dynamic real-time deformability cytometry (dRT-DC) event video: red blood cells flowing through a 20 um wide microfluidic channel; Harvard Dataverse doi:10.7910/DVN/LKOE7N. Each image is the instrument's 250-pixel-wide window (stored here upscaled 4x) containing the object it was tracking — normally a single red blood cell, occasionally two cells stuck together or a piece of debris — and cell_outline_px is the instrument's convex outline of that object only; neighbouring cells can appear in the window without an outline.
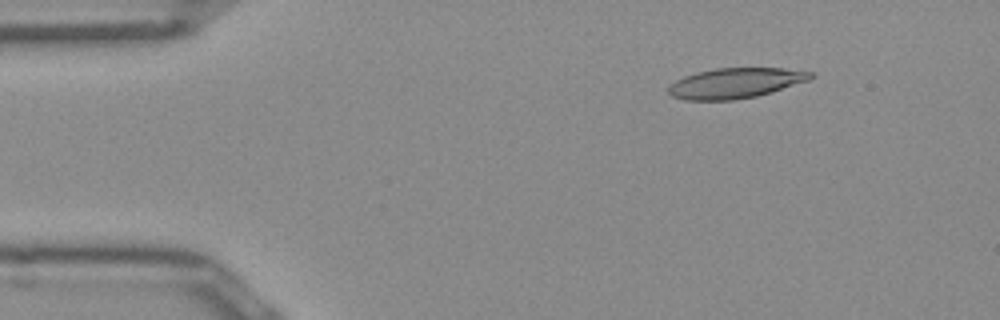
{"species": "Egyptian fruit bat (a non-hibernating species)", "species_latin": "Rousettus aegyptiacus", "temperature_condition": "room temperature", "stored_images_in_passage": 45, "camera_frame_rate_fps": 3000, "um_per_image_px": 0.085, "frame": {"image": 1, "passage_image": 1, "time_ms": 0.0, "image_size_px": [1000, 320], "cell_outline_px": [[816, 76], [808, 80], [772, 92], [756, 96], [732, 100], [684, 100], [672, 96], [668, 92], [668, 88], [676, 80], [684, 76], [696, 72], [716, 68], [784, 68], [816, 72]], "centroid_in_image_um": [62.54, 7.06], "position_along_channel_um": 22.5, "area_um2": 25.14}}
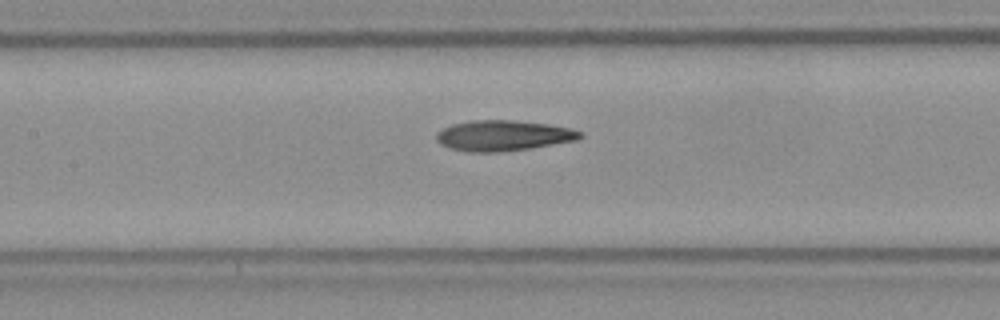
{"frame": {"image": 2, "passage_image": 17, "time_ms": 5.333, "image_size_px": [1000, 320], "cell_outline_px": [[584, 136], [576, 140], [532, 148], [500, 152], [468, 152], [448, 148], [440, 144], [436, 140], [436, 132], [452, 124], [468, 120], [512, 120], [548, 124], [572, 128], [584, 132]], "centroid_in_image_um": [42.77, 11.52], "position_along_channel_um": 164.6, "area_um2": 25.89}}
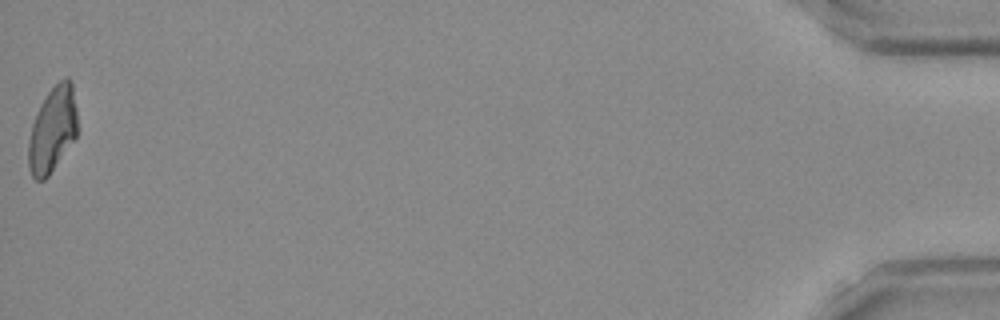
{"frame": {"image": 3, "passage_image": 45, "time_ms": 14.667, "image_size_px": [1000, 320], "cell_outline_px": [[76, 136], [48, 176], [44, 180], [36, 180], [32, 176], [28, 164], [28, 140], [32, 124], [36, 112], [40, 104], [48, 92], [64, 76], [68, 76], [72, 80], [76, 108]], "centroid_in_image_um": [4.45, 10.98], "position_along_channel_um": 430.8, "area_um2": 24.28}, "authors_computed_cell_mechanics": {"area_um2": 25.0274, "velocity_mm_per_s": 3.9639, "shape_relaxation_time_tau1_ms": null, "shape_relaxation_time_tau2_ms": 5.5858, "deformation_change_tau1": null, "deformation_change_tau2": 0.1675}}